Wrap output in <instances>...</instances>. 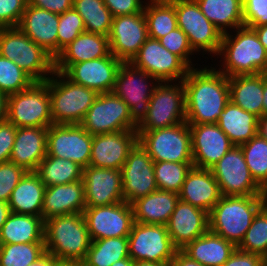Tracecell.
Wrapping results in <instances>:
<instances>
[{
    "instance_id": "ee69618b",
    "label": "cell",
    "mask_w": 267,
    "mask_h": 266,
    "mask_svg": "<svg viewBox=\"0 0 267 266\" xmlns=\"http://www.w3.org/2000/svg\"><path fill=\"white\" fill-rule=\"evenodd\" d=\"M239 250L267 258V207L264 205L254 216Z\"/></svg>"
},
{
    "instance_id": "ab89813d",
    "label": "cell",
    "mask_w": 267,
    "mask_h": 266,
    "mask_svg": "<svg viewBox=\"0 0 267 266\" xmlns=\"http://www.w3.org/2000/svg\"><path fill=\"white\" fill-rule=\"evenodd\" d=\"M73 8L82 17L86 32L108 37L113 16L103 0H73Z\"/></svg>"
},
{
    "instance_id": "277c9868",
    "label": "cell",
    "mask_w": 267,
    "mask_h": 266,
    "mask_svg": "<svg viewBox=\"0 0 267 266\" xmlns=\"http://www.w3.org/2000/svg\"><path fill=\"white\" fill-rule=\"evenodd\" d=\"M44 241L46 251L57 259L83 261L91 244L83 213L45 220Z\"/></svg>"
},
{
    "instance_id": "7a4b0ae2",
    "label": "cell",
    "mask_w": 267,
    "mask_h": 266,
    "mask_svg": "<svg viewBox=\"0 0 267 266\" xmlns=\"http://www.w3.org/2000/svg\"><path fill=\"white\" fill-rule=\"evenodd\" d=\"M236 34L224 33L218 55L222 69L218 71L227 77L256 75L267 72V52L256 32L246 26L233 30Z\"/></svg>"
},
{
    "instance_id": "3957f363",
    "label": "cell",
    "mask_w": 267,
    "mask_h": 266,
    "mask_svg": "<svg viewBox=\"0 0 267 266\" xmlns=\"http://www.w3.org/2000/svg\"><path fill=\"white\" fill-rule=\"evenodd\" d=\"M263 206V195L222 196L209 213V230L238 247Z\"/></svg>"
},
{
    "instance_id": "03108f58",
    "label": "cell",
    "mask_w": 267,
    "mask_h": 266,
    "mask_svg": "<svg viewBox=\"0 0 267 266\" xmlns=\"http://www.w3.org/2000/svg\"><path fill=\"white\" fill-rule=\"evenodd\" d=\"M134 264V261L128 257V258H125V259H121L117 262H114L111 266H133Z\"/></svg>"
},
{
    "instance_id": "9f6ffc18",
    "label": "cell",
    "mask_w": 267,
    "mask_h": 266,
    "mask_svg": "<svg viewBox=\"0 0 267 266\" xmlns=\"http://www.w3.org/2000/svg\"><path fill=\"white\" fill-rule=\"evenodd\" d=\"M169 266H203L199 262L192 260L185 255L181 250H178L169 263Z\"/></svg>"
},
{
    "instance_id": "11a10c76",
    "label": "cell",
    "mask_w": 267,
    "mask_h": 266,
    "mask_svg": "<svg viewBox=\"0 0 267 266\" xmlns=\"http://www.w3.org/2000/svg\"><path fill=\"white\" fill-rule=\"evenodd\" d=\"M28 3L56 14L73 8V0H28Z\"/></svg>"
},
{
    "instance_id": "7dc6e473",
    "label": "cell",
    "mask_w": 267,
    "mask_h": 266,
    "mask_svg": "<svg viewBox=\"0 0 267 266\" xmlns=\"http://www.w3.org/2000/svg\"><path fill=\"white\" fill-rule=\"evenodd\" d=\"M158 40L162 46L179 56L190 68H195L190 58V55L192 56L195 52L189 44L187 35L179 27Z\"/></svg>"
},
{
    "instance_id": "6f0895ef",
    "label": "cell",
    "mask_w": 267,
    "mask_h": 266,
    "mask_svg": "<svg viewBox=\"0 0 267 266\" xmlns=\"http://www.w3.org/2000/svg\"><path fill=\"white\" fill-rule=\"evenodd\" d=\"M57 258L49 252H45L36 261L32 262L28 266H53Z\"/></svg>"
},
{
    "instance_id": "6125c7cd",
    "label": "cell",
    "mask_w": 267,
    "mask_h": 266,
    "mask_svg": "<svg viewBox=\"0 0 267 266\" xmlns=\"http://www.w3.org/2000/svg\"><path fill=\"white\" fill-rule=\"evenodd\" d=\"M11 213L10 207L7 202L0 201V230L6 222L7 217Z\"/></svg>"
},
{
    "instance_id": "5b68a950",
    "label": "cell",
    "mask_w": 267,
    "mask_h": 266,
    "mask_svg": "<svg viewBox=\"0 0 267 266\" xmlns=\"http://www.w3.org/2000/svg\"><path fill=\"white\" fill-rule=\"evenodd\" d=\"M48 88L53 124H80L98 96L57 71L48 78Z\"/></svg>"
},
{
    "instance_id": "603a6c76",
    "label": "cell",
    "mask_w": 267,
    "mask_h": 266,
    "mask_svg": "<svg viewBox=\"0 0 267 266\" xmlns=\"http://www.w3.org/2000/svg\"><path fill=\"white\" fill-rule=\"evenodd\" d=\"M82 179L86 207L124 202L121 170L88 166L83 169Z\"/></svg>"
},
{
    "instance_id": "2e32d148",
    "label": "cell",
    "mask_w": 267,
    "mask_h": 266,
    "mask_svg": "<svg viewBox=\"0 0 267 266\" xmlns=\"http://www.w3.org/2000/svg\"><path fill=\"white\" fill-rule=\"evenodd\" d=\"M92 135L80 124H52L47 132V155L89 166Z\"/></svg>"
},
{
    "instance_id": "44dd1931",
    "label": "cell",
    "mask_w": 267,
    "mask_h": 266,
    "mask_svg": "<svg viewBox=\"0 0 267 266\" xmlns=\"http://www.w3.org/2000/svg\"><path fill=\"white\" fill-rule=\"evenodd\" d=\"M193 167L211 169L233 146L216 123L189 124Z\"/></svg>"
},
{
    "instance_id": "7402d4cb",
    "label": "cell",
    "mask_w": 267,
    "mask_h": 266,
    "mask_svg": "<svg viewBox=\"0 0 267 266\" xmlns=\"http://www.w3.org/2000/svg\"><path fill=\"white\" fill-rule=\"evenodd\" d=\"M137 142L136 130L93 135L89 166L121 170Z\"/></svg>"
},
{
    "instance_id": "f35d334b",
    "label": "cell",
    "mask_w": 267,
    "mask_h": 266,
    "mask_svg": "<svg viewBox=\"0 0 267 266\" xmlns=\"http://www.w3.org/2000/svg\"><path fill=\"white\" fill-rule=\"evenodd\" d=\"M143 13L148 37L159 39L178 27L175 6L169 0H148Z\"/></svg>"
},
{
    "instance_id": "816d5d0a",
    "label": "cell",
    "mask_w": 267,
    "mask_h": 266,
    "mask_svg": "<svg viewBox=\"0 0 267 266\" xmlns=\"http://www.w3.org/2000/svg\"><path fill=\"white\" fill-rule=\"evenodd\" d=\"M17 127L8 120L0 123V164L10 161Z\"/></svg>"
},
{
    "instance_id": "c3c4849f",
    "label": "cell",
    "mask_w": 267,
    "mask_h": 266,
    "mask_svg": "<svg viewBox=\"0 0 267 266\" xmlns=\"http://www.w3.org/2000/svg\"><path fill=\"white\" fill-rule=\"evenodd\" d=\"M27 171L12 162L0 164V201L9 202L12 191Z\"/></svg>"
},
{
    "instance_id": "f546056e",
    "label": "cell",
    "mask_w": 267,
    "mask_h": 266,
    "mask_svg": "<svg viewBox=\"0 0 267 266\" xmlns=\"http://www.w3.org/2000/svg\"><path fill=\"white\" fill-rule=\"evenodd\" d=\"M236 248L233 243L208 230L181 251L203 266H222Z\"/></svg>"
},
{
    "instance_id": "681fc988",
    "label": "cell",
    "mask_w": 267,
    "mask_h": 266,
    "mask_svg": "<svg viewBox=\"0 0 267 266\" xmlns=\"http://www.w3.org/2000/svg\"><path fill=\"white\" fill-rule=\"evenodd\" d=\"M28 0H0V28L17 27Z\"/></svg>"
},
{
    "instance_id": "e7e4bbea",
    "label": "cell",
    "mask_w": 267,
    "mask_h": 266,
    "mask_svg": "<svg viewBox=\"0 0 267 266\" xmlns=\"http://www.w3.org/2000/svg\"><path fill=\"white\" fill-rule=\"evenodd\" d=\"M267 114V72H264L263 115Z\"/></svg>"
},
{
    "instance_id": "8992f818",
    "label": "cell",
    "mask_w": 267,
    "mask_h": 266,
    "mask_svg": "<svg viewBox=\"0 0 267 266\" xmlns=\"http://www.w3.org/2000/svg\"><path fill=\"white\" fill-rule=\"evenodd\" d=\"M0 55L13 61L35 81H46L55 71V59L18 27L0 28Z\"/></svg>"
},
{
    "instance_id": "bcb514c9",
    "label": "cell",
    "mask_w": 267,
    "mask_h": 266,
    "mask_svg": "<svg viewBox=\"0 0 267 266\" xmlns=\"http://www.w3.org/2000/svg\"><path fill=\"white\" fill-rule=\"evenodd\" d=\"M85 24L78 12L72 8L59 14L57 32V56L82 32H85Z\"/></svg>"
},
{
    "instance_id": "ffe728a7",
    "label": "cell",
    "mask_w": 267,
    "mask_h": 266,
    "mask_svg": "<svg viewBox=\"0 0 267 266\" xmlns=\"http://www.w3.org/2000/svg\"><path fill=\"white\" fill-rule=\"evenodd\" d=\"M148 38L143 12L113 17L108 35L110 53L122 63H130Z\"/></svg>"
},
{
    "instance_id": "a7ac6f4b",
    "label": "cell",
    "mask_w": 267,
    "mask_h": 266,
    "mask_svg": "<svg viewBox=\"0 0 267 266\" xmlns=\"http://www.w3.org/2000/svg\"><path fill=\"white\" fill-rule=\"evenodd\" d=\"M264 205L267 207V186L263 189Z\"/></svg>"
},
{
    "instance_id": "4316f807",
    "label": "cell",
    "mask_w": 267,
    "mask_h": 266,
    "mask_svg": "<svg viewBox=\"0 0 267 266\" xmlns=\"http://www.w3.org/2000/svg\"><path fill=\"white\" fill-rule=\"evenodd\" d=\"M47 132L48 128L41 127L17 128L10 162L27 172H35L41 160L47 155Z\"/></svg>"
},
{
    "instance_id": "836d02e7",
    "label": "cell",
    "mask_w": 267,
    "mask_h": 266,
    "mask_svg": "<svg viewBox=\"0 0 267 266\" xmlns=\"http://www.w3.org/2000/svg\"><path fill=\"white\" fill-rule=\"evenodd\" d=\"M258 118L229 101L216 124L235 146H239L257 134Z\"/></svg>"
},
{
    "instance_id": "8fae6325",
    "label": "cell",
    "mask_w": 267,
    "mask_h": 266,
    "mask_svg": "<svg viewBox=\"0 0 267 266\" xmlns=\"http://www.w3.org/2000/svg\"><path fill=\"white\" fill-rule=\"evenodd\" d=\"M158 83L156 78L131 63H122L117 71L112 92L127 104L137 126L147 115L149 100Z\"/></svg>"
},
{
    "instance_id": "52a82bcc",
    "label": "cell",
    "mask_w": 267,
    "mask_h": 266,
    "mask_svg": "<svg viewBox=\"0 0 267 266\" xmlns=\"http://www.w3.org/2000/svg\"><path fill=\"white\" fill-rule=\"evenodd\" d=\"M7 120L20 127L48 128L53 124L48 79L7 96Z\"/></svg>"
},
{
    "instance_id": "484cf974",
    "label": "cell",
    "mask_w": 267,
    "mask_h": 266,
    "mask_svg": "<svg viewBox=\"0 0 267 266\" xmlns=\"http://www.w3.org/2000/svg\"><path fill=\"white\" fill-rule=\"evenodd\" d=\"M222 194L211 169L192 167L179 192L182 202L210 213Z\"/></svg>"
},
{
    "instance_id": "be15d7a7",
    "label": "cell",
    "mask_w": 267,
    "mask_h": 266,
    "mask_svg": "<svg viewBox=\"0 0 267 266\" xmlns=\"http://www.w3.org/2000/svg\"><path fill=\"white\" fill-rule=\"evenodd\" d=\"M53 266H84L79 260H59L57 259Z\"/></svg>"
},
{
    "instance_id": "6da1fadb",
    "label": "cell",
    "mask_w": 267,
    "mask_h": 266,
    "mask_svg": "<svg viewBox=\"0 0 267 266\" xmlns=\"http://www.w3.org/2000/svg\"><path fill=\"white\" fill-rule=\"evenodd\" d=\"M217 68H191L183 80L188 124L217 123L230 101L228 77Z\"/></svg>"
},
{
    "instance_id": "d6a6232c",
    "label": "cell",
    "mask_w": 267,
    "mask_h": 266,
    "mask_svg": "<svg viewBox=\"0 0 267 266\" xmlns=\"http://www.w3.org/2000/svg\"><path fill=\"white\" fill-rule=\"evenodd\" d=\"M46 186L35 172H27L12 191L8 205L10 211L42 217Z\"/></svg>"
},
{
    "instance_id": "30bf717a",
    "label": "cell",
    "mask_w": 267,
    "mask_h": 266,
    "mask_svg": "<svg viewBox=\"0 0 267 266\" xmlns=\"http://www.w3.org/2000/svg\"><path fill=\"white\" fill-rule=\"evenodd\" d=\"M175 6L178 27L187 35L195 53L218 54L222 32L201 12L195 0H169Z\"/></svg>"
},
{
    "instance_id": "8d00e7d4",
    "label": "cell",
    "mask_w": 267,
    "mask_h": 266,
    "mask_svg": "<svg viewBox=\"0 0 267 266\" xmlns=\"http://www.w3.org/2000/svg\"><path fill=\"white\" fill-rule=\"evenodd\" d=\"M35 173L46 187L82 180L83 168L69 159L46 155Z\"/></svg>"
},
{
    "instance_id": "4dcf8cb0",
    "label": "cell",
    "mask_w": 267,
    "mask_h": 266,
    "mask_svg": "<svg viewBox=\"0 0 267 266\" xmlns=\"http://www.w3.org/2000/svg\"><path fill=\"white\" fill-rule=\"evenodd\" d=\"M230 101L243 110L263 115L264 73L228 77Z\"/></svg>"
},
{
    "instance_id": "003e7915",
    "label": "cell",
    "mask_w": 267,
    "mask_h": 266,
    "mask_svg": "<svg viewBox=\"0 0 267 266\" xmlns=\"http://www.w3.org/2000/svg\"><path fill=\"white\" fill-rule=\"evenodd\" d=\"M133 266H169V265H163V264H158V263L138 261V262H134Z\"/></svg>"
},
{
    "instance_id": "d590c367",
    "label": "cell",
    "mask_w": 267,
    "mask_h": 266,
    "mask_svg": "<svg viewBox=\"0 0 267 266\" xmlns=\"http://www.w3.org/2000/svg\"><path fill=\"white\" fill-rule=\"evenodd\" d=\"M201 12L222 34L244 26L242 0H195Z\"/></svg>"
},
{
    "instance_id": "e0dca14e",
    "label": "cell",
    "mask_w": 267,
    "mask_h": 266,
    "mask_svg": "<svg viewBox=\"0 0 267 266\" xmlns=\"http://www.w3.org/2000/svg\"><path fill=\"white\" fill-rule=\"evenodd\" d=\"M122 62L112 53L106 57L74 64H55V71L63 73L74 83L95 90L98 94L112 92L117 71Z\"/></svg>"
},
{
    "instance_id": "89a4df30",
    "label": "cell",
    "mask_w": 267,
    "mask_h": 266,
    "mask_svg": "<svg viewBox=\"0 0 267 266\" xmlns=\"http://www.w3.org/2000/svg\"><path fill=\"white\" fill-rule=\"evenodd\" d=\"M261 266H267V258H264Z\"/></svg>"
},
{
    "instance_id": "680465c9",
    "label": "cell",
    "mask_w": 267,
    "mask_h": 266,
    "mask_svg": "<svg viewBox=\"0 0 267 266\" xmlns=\"http://www.w3.org/2000/svg\"><path fill=\"white\" fill-rule=\"evenodd\" d=\"M250 28H252L256 32L259 38V41L263 44L267 52V25H261V26L250 27Z\"/></svg>"
},
{
    "instance_id": "cb8c5ba5",
    "label": "cell",
    "mask_w": 267,
    "mask_h": 266,
    "mask_svg": "<svg viewBox=\"0 0 267 266\" xmlns=\"http://www.w3.org/2000/svg\"><path fill=\"white\" fill-rule=\"evenodd\" d=\"M166 228L174 246L181 250L209 230V213L179 200Z\"/></svg>"
},
{
    "instance_id": "7bdbcfd3",
    "label": "cell",
    "mask_w": 267,
    "mask_h": 266,
    "mask_svg": "<svg viewBox=\"0 0 267 266\" xmlns=\"http://www.w3.org/2000/svg\"><path fill=\"white\" fill-rule=\"evenodd\" d=\"M45 252V243L0 244V266H28Z\"/></svg>"
},
{
    "instance_id": "d4e9b609",
    "label": "cell",
    "mask_w": 267,
    "mask_h": 266,
    "mask_svg": "<svg viewBox=\"0 0 267 266\" xmlns=\"http://www.w3.org/2000/svg\"><path fill=\"white\" fill-rule=\"evenodd\" d=\"M58 24L59 14L27 3L17 27L55 59Z\"/></svg>"
},
{
    "instance_id": "e575fe53",
    "label": "cell",
    "mask_w": 267,
    "mask_h": 266,
    "mask_svg": "<svg viewBox=\"0 0 267 266\" xmlns=\"http://www.w3.org/2000/svg\"><path fill=\"white\" fill-rule=\"evenodd\" d=\"M110 53L108 37L82 32L55 58V64H74L106 57Z\"/></svg>"
},
{
    "instance_id": "60d3db41",
    "label": "cell",
    "mask_w": 267,
    "mask_h": 266,
    "mask_svg": "<svg viewBox=\"0 0 267 266\" xmlns=\"http://www.w3.org/2000/svg\"><path fill=\"white\" fill-rule=\"evenodd\" d=\"M239 146L252 178L264 189L267 186V141L256 134Z\"/></svg>"
},
{
    "instance_id": "5bb4252c",
    "label": "cell",
    "mask_w": 267,
    "mask_h": 266,
    "mask_svg": "<svg viewBox=\"0 0 267 266\" xmlns=\"http://www.w3.org/2000/svg\"><path fill=\"white\" fill-rule=\"evenodd\" d=\"M222 196L263 195L252 178L240 146H233L212 168Z\"/></svg>"
},
{
    "instance_id": "ba28073f",
    "label": "cell",
    "mask_w": 267,
    "mask_h": 266,
    "mask_svg": "<svg viewBox=\"0 0 267 266\" xmlns=\"http://www.w3.org/2000/svg\"><path fill=\"white\" fill-rule=\"evenodd\" d=\"M159 82L149 100L146 117L136 131L168 128L186 121V102L183 81ZM178 83V84H177Z\"/></svg>"
},
{
    "instance_id": "9c48e42d",
    "label": "cell",
    "mask_w": 267,
    "mask_h": 266,
    "mask_svg": "<svg viewBox=\"0 0 267 266\" xmlns=\"http://www.w3.org/2000/svg\"><path fill=\"white\" fill-rule=\"evenodd\" d=\"M136 132L138 142L154 162L193 163L191 132L186 121L168 128Z\"/></svg>"
},
{
    "instance_id": "f1b7e54d",
    "label": "cell",
    "mask_w": 267,
    "mask_h": 266,
    "mask_svg": "<svg viewBox=\"0 0 267 266\" xmlns=\"http://www.w3.org/2000/svg\"><path fill=\"white\" fill-rule=\"evenodd\" d=\"M179 200L178 193L157 189L131 203L134 222L166 226Z\"/></svg>"
},
{
    "instance_id": "9a60e30c",
    "label": "cell",
    "mask_w": 267,
    "mask_h": 266,
    "mask_svg": "<svg viewBox=\"0 0 267 266\" xmlns=\"http://www.w3.org/2000/svg\"><path fill=\"white\" fill-rule=\"evenodd\" d=\"M159 82L183 81L191 69L179 56L168 51L158 39L148 37L130 62Z\"/></svg>"
},
{
    "instance_id": "f5cc1de1",
    "label": "cell",
    "mask_w": 267,
    "mask_h": 266,
    "mask_svg": "<svg viewBox=\"0 0 267 266\" xmlns=\"http://www.w3.org/2000/svg\"><path fill=\"white\" fill-rule=\"evenodd\" d=\"M113 17L119 15H132L141 13L144 10L142 0H103Z\"/></svg>"
},
{
    "instance_id": "b9f144b4",
    "label": "cell",
    "mask_w": 267,
    "mask_h": 266,
    "mask_svg": "<svg viewBox=\"0 0 267 266\" xmlns=\"http://www.w3.org/2000/svg\"><path fill=\"white\" fill-rule=\"evenodd\" d=\"M192 167L193 163L154 162V175L158 189L179 194Z\"/></svg>"
},
{
    "instance_id": "91938a15",
    "label": "cell",
    "mask_w": 267,
    "mask_h": 266,
    "mask_svg": "<svg viewBox=\"0 0 267 266\" xmlns=\"http://www.w3.org/2000/svg\"><path fill=\"white\" fill-rule=\"evenodd\" d=\"M257 134L267 141V114H264L258 118Z\"/></svg>"
},
{
    "instance_id": "db71d44e",
    "label": "cell",
    "mask_w": 267,
    "mask_h": 266,
    "mask_svg": "<svg viewBox=\"0 0 267 266\" xmlns=\"http://www.w3.org/2000/svg\"><path fill=\"white\" fill-rule=\"evenodd\" d=\"M264 257L258 254L236 250L222 266H261Z\"/></svg>"
},
{
    "instance_id": "1f68e13d",
    "label": "cell",
    "mask_w": 267,
    "mask_h": 266,
    "mask_svg": "<svg viewBox=\"0 0 267 266\" xmlns=\"http://www.w3.org/2000/svg\"><path fill=\"white\" fill-rule=\"evenodd\" d=\"M43 217L10 213L0 230V244L45 243Z\"/></svg>"
},
{
    "instance_id": "4fadbf2b",
    "label": "cell",
    "mask_w": 267,
    "mask_h": 266,
    "mask_svg": "<svg viewBox=\"0 0 267 266\" xmlns=\"http://www.w3.org/2000/svg\"><path fill=\"white\" fill-rule=\"evenodd\" d=\"M80 125L92 136L137 130L129 107L113 92L98 94Z\"/></svg>"
},
{
    "instance_id": "d6986e66",
    "label": "cell",
    "mask_w": 267,
    "mask_h": 266,
    "mask_svg": "<svg viewBox=\"0 0 267 266\" xmlns=\"http://www.w3.org/2000/svg\"><path fill=\"white\" fill-rule=\"evenodd\" d=\"M121 172L123 199L128 204L158 189L154 161L139 142L129 151Z\"/></svg>"
},
{
    "instance_id": "83f0119b",
    "label": "cell",
    "mask_w": 267,
    "mask_h": 266,
    "mask_svg": "<svg viewBox=\"0 0 267 266\" xmlns=\"http://www.w3.org/2000/svg\"><path fill=\"white\" fill-rule=\"evenodd\" d=\"M85 208L83 179L69 184L46 187L42 205L44 221L54 216L83 213Z\"/></svg>"
},
{
    "instance_id": "f907efd6",
    "label": "cell",
    "mask_w": 267,
    "mask_h": 266,
    "mask_svg": "<svg viewBox=\"0 0 267 266\" xmlns=\"http://www.w3.org/2000/svg\"><path fill=\"white\" fill-rule=\"evenodd\" d=\"M246 27L267 25V0H242Z\"/></svg>"
},
{
    "instance_id": "74e56055",
    "label": "cell",
    "mask_w": 267,
    "mask_h": 266,
    "mask_svg": "<svg viewBox=\"0 0 267 266\" xmlns=\"http://www.w3.org/2000/svg\"><path fill=\"white\" fill-rule=\"evenodd\" d=\"M129 257L128 237H111L91 241L84 266H111Z\"/></svg>"
},
{
    "instance_id": "7c38bea8",
    "label": "cell",
    "mask_w": 267,
    "mask_h": 266,
    "mask_svg": "<svg viewBox=\"0 0 267 266\" xmlns=\"http://www.w3.org/2000/svg\"><path fill=\"white\" fill-rule=\"evenodd\" d=\"M129 257L169 265L178 249L174 246L165 225L134 222L128 236Z\"/></svg>"
},
{
    "instance_id": "ac0fdd59",
    "label": "cell",
    "mask_w": 267,
    "mask_h": 266,
    "mask_svg": "<svg viewBox=\"0 0 267 266\" xmlns=\"http://www.w3.org/2000/svg\"><path fill=\"white\" fill-rule=\"evenodd\" d=\"M91 241L111 237H128L134 224L131 204L115 203L86 207L83 212Z\"/></svg>"
},
{
    "instance_id": "f6af8a7d",
    "label": "cell",
    "mask_w": 267,
    "mask_h": 266,
    "mask_svg": "<svg viewBox=\"0 0 267 266\" xmlns=\"http://www.w3.org/2000/svg\"><path fill=\"white\" fill-rule=\"evenodd\" d=\"M35 80L13 61L0 55V91L7 96L31 86Z\"/></svg>"
},
{
    "instance_id": "94428289",
    "label": "cell",
    "mask_w": 267,
    "mask_h": 266,
    "mask_svg": "<svg viewBox=\"0 0 267 266\" xmlns=\"http://www.w3.org/2000/svg\"><path fill=\"white\" fill-rule=\"evenodd\" d=\"M7 120V95L0 91V123Z\"/></svg>"
}]
</instances>
